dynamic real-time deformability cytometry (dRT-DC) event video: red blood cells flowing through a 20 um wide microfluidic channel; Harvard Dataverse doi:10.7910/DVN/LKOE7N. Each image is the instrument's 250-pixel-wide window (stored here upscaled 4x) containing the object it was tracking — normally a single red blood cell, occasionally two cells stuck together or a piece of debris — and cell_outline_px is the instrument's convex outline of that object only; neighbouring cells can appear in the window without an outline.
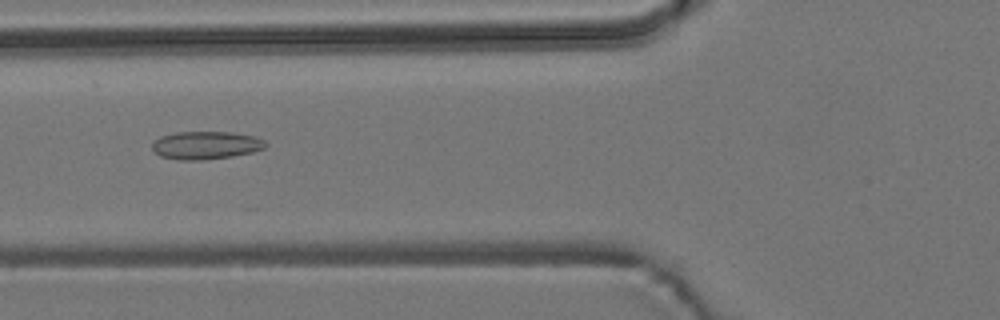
{"species": "common noctule bat (a hibernating species)", "species_latin": "Nyctalus noctula", "temperature_condition": "room temperature", "stored_images_in_passage": 7, "camera_frame_rate_fps": 3000, "um_per_image_px": 0.085, "animal": {"sex": "male", "body_mass_g": 19.2, "forearm_length_mm": 51.8}, "frame": {"image": 1, "passage_image": 3, "time_ms": 3.333, "image_size_px": [1000, 320], "cell_outline_px": [[268, 144], [264, 148], [252, 152], [232, 156], [204, 160], [180, 160], [160, 156], [152, 152], [152, 140], [160, 136], [176, 132], [232, 132], [256, 136], [264, 140]], "centroid_in_image_um": [17.47, 12.34], "position_along_channel_um": 108.3, "area_um2": 18.73}}
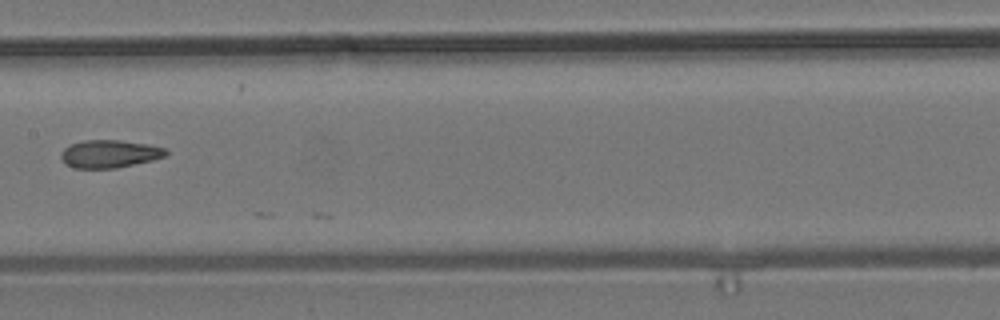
{"frame": {"image": 2, "passage_image": 5, "time_ms": 5.667, "image_size_px": [1000, 320], "cell_outline_px": [[168, 152], [164, 156], [152, 160], [116, 168], [76, 168], [64, 164], [60, 156], [60, 152], [64, 148], [72, 144], [84, 140], [120, 140], [148, 144], [164, 148]], "centroid_in_image_um": [9.27, 13.08], "position_along_channel_um": 198.1, "area_um2": 16.94}}
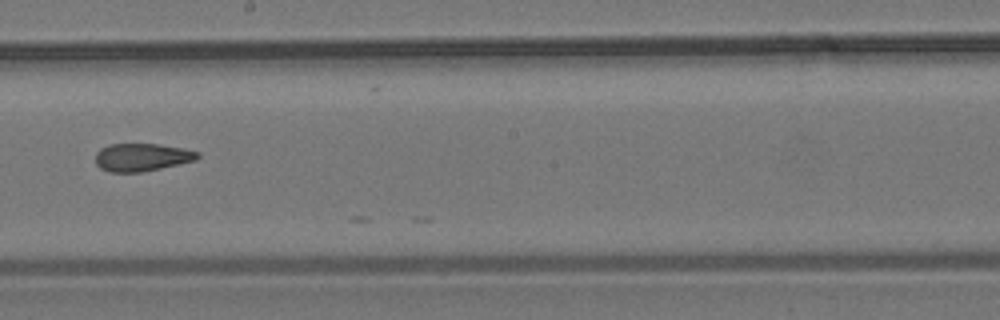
{"frame": {"image": 3, "passage_image": 6, "time_ms": 6.667, "image_size_px": [1000, 320], "cell_outline_px": [[200, 156], [196, 160], [160, 168], [140, 172], [112, 172], [100, 168], [96, 164], [96, 152], [100, 148], [108, 144], [160, 144], [184, 148], [200, 152]], "centroid_in_image_um": [12.06, 13.35], "position_along_channel_um": 236.1, "area_um2": 16.59}}